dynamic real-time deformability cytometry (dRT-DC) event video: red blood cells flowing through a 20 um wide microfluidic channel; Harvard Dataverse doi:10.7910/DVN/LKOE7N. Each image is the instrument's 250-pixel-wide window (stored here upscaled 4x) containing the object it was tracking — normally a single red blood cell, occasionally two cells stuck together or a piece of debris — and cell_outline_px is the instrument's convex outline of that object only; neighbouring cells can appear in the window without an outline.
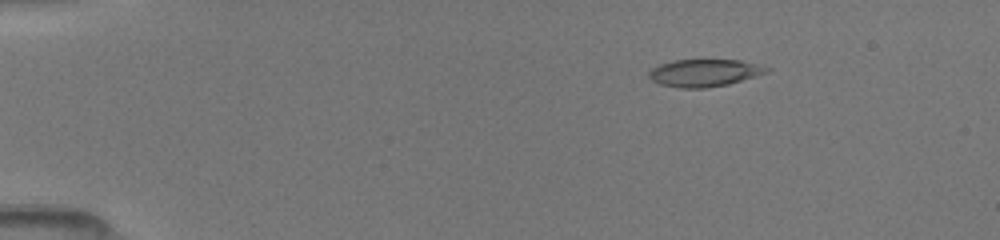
{"species": "common noctule bat (a hibernating species)", "species_latin": "Nyctalus noctula", "temperature_condition": "room temperature", "stored_images_in_passage": 51, "camera_frame_rate_fps": 3000, "um_per_image_px": 0.085, "animal": {"sex": "female", "body_mass_g": 19.5, "forearm_length_mm": 54.1}, "frame": {"image": 1, "passage_image": 9, "time_ms": 2.667, "image_size_px": [1000, 240], "cell_outline_px": [[772, 68], [768, 72], [756, 76], [728, 84], [704, 88], [680, 88], [660, 84], [652, 80], [648, 76], [648, 72], [652, 68], [660, 64], [672, 60], [740, 60], [764, 64]], "centroid_in_image_um": [59.92, 6.18], "position_along_channel_um": 25.1, "area_um2": 18.96}}
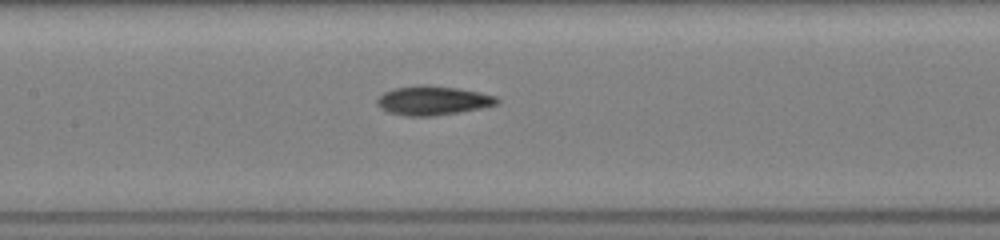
{"frame": {"image": 2, "passage_image": 26, "time_ms": 8.333, "image_size_px": [1000, 240], "cell_outline_px": [[500, 104], [480, 108], [432, 116], [408, 116], [388, 112], [380, 108], [376, 104], [376, 100], [384, 92], [392, 88], [416, 84], [460, 88], [480, 92], [496, 96], [500, 100]], "centroid_in_image_um": [36.78, 8.53], "position_along_channel_um": 170.6, "area_um2": 20.46}}
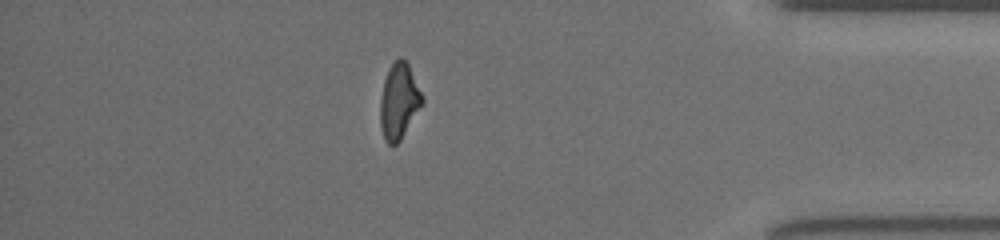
{"frame": {"image": 3, "passage_image": 45, "time_ms": 14.667, "image_size_px": [1000, 240], "cell_outline_px": [[424, 104], [400, 140], [396, 144], [388, 144], [384, 140], [380, 124], [380, 100], [384, 80], [388, 68], [400, 56], [408, 64], [424, 96]], "centroid_in_image_um": [33.93, 8.61], "position_along_channel_um": 401.3, "area_um2": 18.67}}